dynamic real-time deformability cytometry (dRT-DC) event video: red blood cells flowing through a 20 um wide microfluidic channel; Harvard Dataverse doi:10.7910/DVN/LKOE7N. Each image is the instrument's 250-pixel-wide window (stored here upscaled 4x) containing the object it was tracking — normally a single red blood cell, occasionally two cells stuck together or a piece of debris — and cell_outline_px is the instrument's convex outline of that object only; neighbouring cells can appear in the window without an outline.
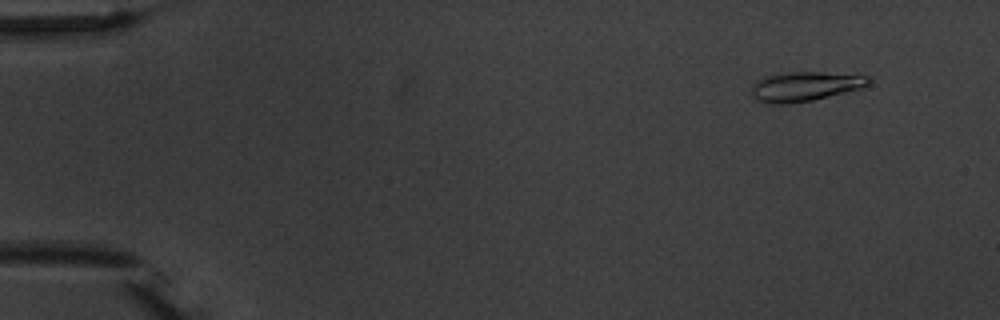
{"species": "common noctule bat (a hibernating species)", "species_latin": "Nyctalus noctula", "temperature_condition": "warm", "stored_images_in_passage": 5, "camera_frame_rate_fps": 3000, "um_per_image_px": 0.085, "animal": {"sex": "male", "body_mass_g": 20.1, "forearm_length_mm": 53.5}, "frame": {"image": 1, "passage_image": 2, "time_ms": 1.0, "image_size_px": [1000, 320], "cell_outline_px": [[872, 80], [868, 84], [860, 88], [812, 100], [788, 104], [764, 104], [756, 100], [752, 96], [752, 88], [760, 80], [768, 76], [792, 72], [820, 72], [868, 76]], "centroid_in_image_um": [68.41, 7.36], "position_along_channel_um": 16.6, "area_um2": 19.71}}